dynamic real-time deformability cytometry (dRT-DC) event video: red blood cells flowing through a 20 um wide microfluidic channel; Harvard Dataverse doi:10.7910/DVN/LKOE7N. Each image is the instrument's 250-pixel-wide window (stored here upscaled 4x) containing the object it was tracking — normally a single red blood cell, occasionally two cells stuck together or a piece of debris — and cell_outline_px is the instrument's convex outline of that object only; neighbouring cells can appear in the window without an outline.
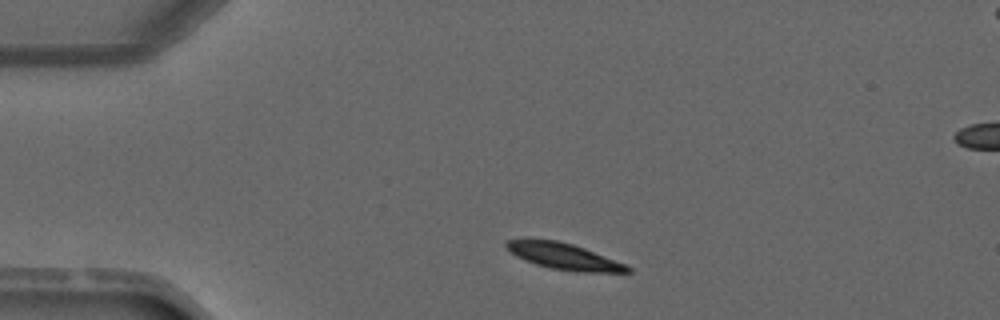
{"species": "common noctule bat (a hibernating species)", "species_latin": "Nyctalus noctula", "temperature_condition": "warm", "stored_images_in_passage": 2, "camera_frame_rate_fps": 3000, "um_per_image_px": 0.085, "animal": {"sex": "male", "forearm_length_mm": 52.5}, "frame": {"image": 1, "passage_image": 1, "time_ms": 0.0, "image_size_px": [1000, 320], "cell_outline_px": [[632, 272], [576, 272], [548, 268], [524, 260], [516, 256], [504, 244], [508, 240], [528, 236], [556, 240], [572, 244], [584, 248], [624, 264], [632, 268]], "centroid_in_image_um": [47.84, 21.76], "position_along_channel_um": 37.2, "area_um2": 18.84}}